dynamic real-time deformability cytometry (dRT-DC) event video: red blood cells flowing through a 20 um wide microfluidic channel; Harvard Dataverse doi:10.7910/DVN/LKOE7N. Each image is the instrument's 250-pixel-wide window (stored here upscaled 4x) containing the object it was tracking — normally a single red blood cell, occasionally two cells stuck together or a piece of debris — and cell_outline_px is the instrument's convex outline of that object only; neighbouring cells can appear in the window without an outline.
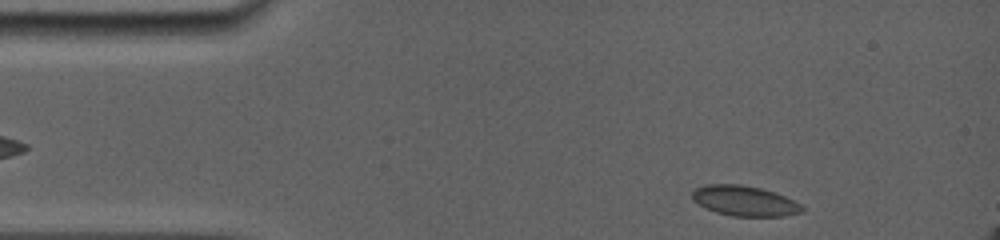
{"species": "common noctule bat (a hibernating species)", "species_latin": "Nyctalus noctula", "temperature_condition": "room temperature", "stored_images_in_passage": 7, "camera_frame_rate_fps": 5000, "um_per_image_px": 0.085, "animal": {"sex": "female", "body_mass_g": 19.0, "forearm_length_mm": 56.7}, "frame": {"image": 1, "passage_image": 1, "time_ms": 0.0, "image_size_px": [1000, 240], "cell_outline_px": [[804, 212], [784, 216], [732, 216], [716, 212], [692, 200], [692, 188], [708, 184], [740, 184], [760, 188], [784, 196], [800, 204], [804, 208]], "centroid_in_image_um": [63.27, 17.07], "position_along_channel_um": 21.7, "area_um2": 19.25}}
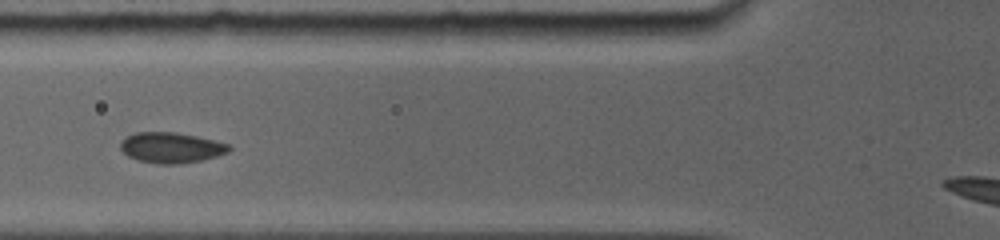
{"frame": {"image": 2, "passage_image": 6, "time_ms": 4.0, "image_size_px": [1000, 240], "cell_outline_px": [[232, 148], [228, 152], [216, 156], [200, 160], [176, 164], [160, 164], [136, 160], [128, 156], [120, 148], [120, 144], [128, 136], [136, 132], [176, 132], [196, 136], [228, 144]], "centroid_in_image_um": [14.54, 12.55], "position_along_channel_um": 111.3, "area_um2": 19.07}}
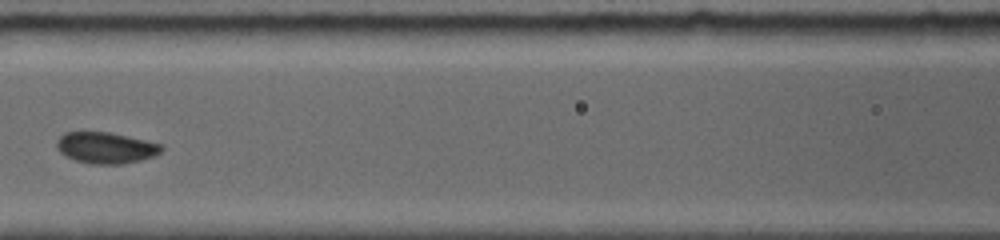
{"frame": {"image": 3, "passage_image": 7, "time_ms": 5.2, "image_size_px": [1000, 240], "cell_outline_px": [[164, 148], [160, 152], [152, 156], [140, 160], [124, 164], [92, 164], [76, 160], [60, 152], [56, 148], [56, 140], [64, 132], [108, 132], [164, 144]], "centroid_in_image_um": [9.0, 12.55], "position_along_channel_um": 157.6, "area_um2": 19.02}}